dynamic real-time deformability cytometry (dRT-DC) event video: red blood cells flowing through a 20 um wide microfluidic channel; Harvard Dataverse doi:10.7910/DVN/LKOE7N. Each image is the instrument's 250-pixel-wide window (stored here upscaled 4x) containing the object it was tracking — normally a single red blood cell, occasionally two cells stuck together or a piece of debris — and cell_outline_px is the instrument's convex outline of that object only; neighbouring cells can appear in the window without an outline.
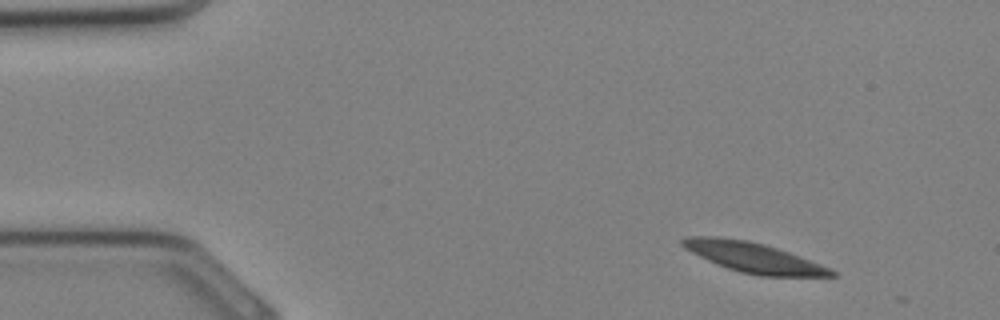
{"species": "Egyptian fruit bat (a non-hibernating species)", "species_latin": "Rousettus aegyptiacus", "temperature_condition": "cold", "stored_images_in_passage": 29, "camera_frame_rate_fps": 3000, "um_per_image_px": 0.085, "animal": {"sex": "female"}, "frame": {"image": 1, "passage_image": 1, "time_ms": 0.0, "image_size_px": [1000, 320], "cell_outline_px": [[836, 276], [760, 276], [740, 272], [716, 264], [684, 248], [680, 244], [680, 240], [688, 236], [716, 236], [748, 240], [764, 244], [788, 252], [820, 264], [836, 272]], "centroid_in_image_um": [64.0, 21.87], "position_along_channel_um": 21.0, "area_um2": 25.78}}
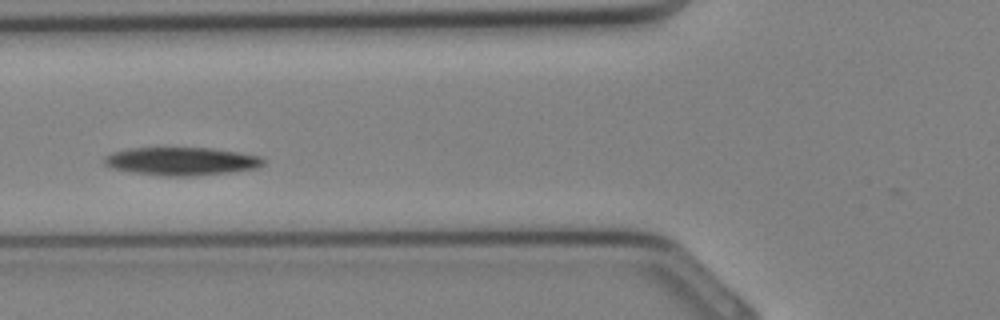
{"frame": {"image": 2, "passage_image": 10, "time_ms": 3.0, "image_size_px": [1000, 320], "cell_outline_px": [[268, 160], [260, 168], [196, 176], [160, 176], [132, 172], [112, 168], [104, 164], [104, 156], [112, 152], [128, 148], [212, 148], [260, 156]], "centroid_in_image_um": [15.44, 13.71], "position_along_channel_um": 110.4, "area_um2": 26.24}}
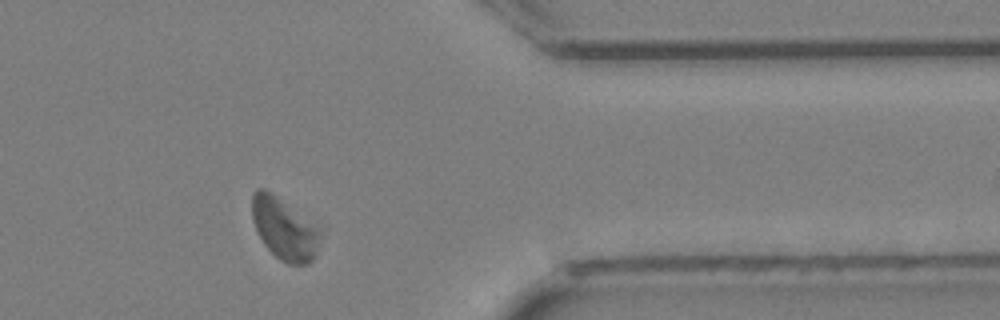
{"frame": {"image": 3, "passage_image": 25, "time_ms": 8.0, "image_size_px": [1000, 320], "cell_outline_px": [[320, 236], [316, 256], [308, 264], [288, 264], [280, 260], [264, 244], [252, 220], [252, 192], [256, 188], [264, 188], [272, 192], [320, 224]], "centroid_in_image_um": [24.21, 19.4], "position_along_channel_um": 387.2, "area_um2": 25.2}}